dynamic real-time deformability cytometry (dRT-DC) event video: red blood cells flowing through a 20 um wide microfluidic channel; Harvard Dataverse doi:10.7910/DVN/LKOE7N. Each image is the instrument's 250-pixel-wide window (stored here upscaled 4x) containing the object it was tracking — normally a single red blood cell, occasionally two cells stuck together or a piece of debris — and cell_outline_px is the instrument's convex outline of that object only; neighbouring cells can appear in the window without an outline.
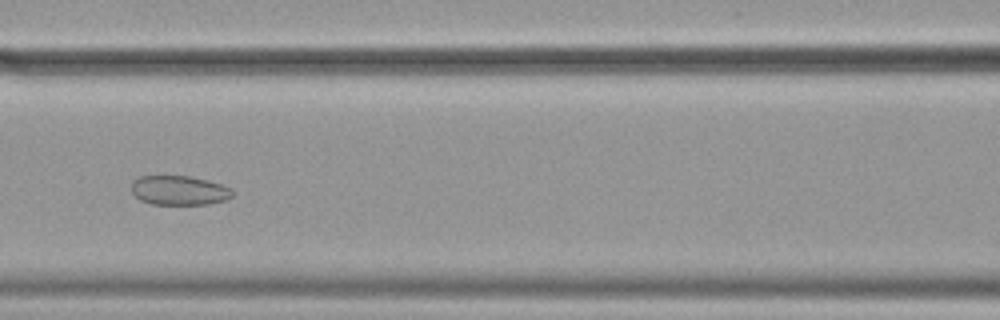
{"species": "common noctule bat (a hibernating species)", "species_latin": "Nyctalus noctula", "temperature_condition": "cold", "stored_images_in_passage": 40, "camera_frame_rate_fps": 3000, "um_per_image_px": 0.085, "animal": {"sex": "female", "body_mass_g": 19.9}, "frame": {"image": 1, "passage_image": 25, "time_ms": 8.0, "image_size_px": [1000, 320], "cell_outline_px": [[232, 196], [228, 200], [208, 204], [152, 204], [140, 200], [132, 192], [132, 180], [140, 176], [188, 176], [208, 180], [232, 188]], "centroid_in_image_um": [15.24, 16.18], "position_along_channel_um": 151.4, "area_um2": 17.34}}
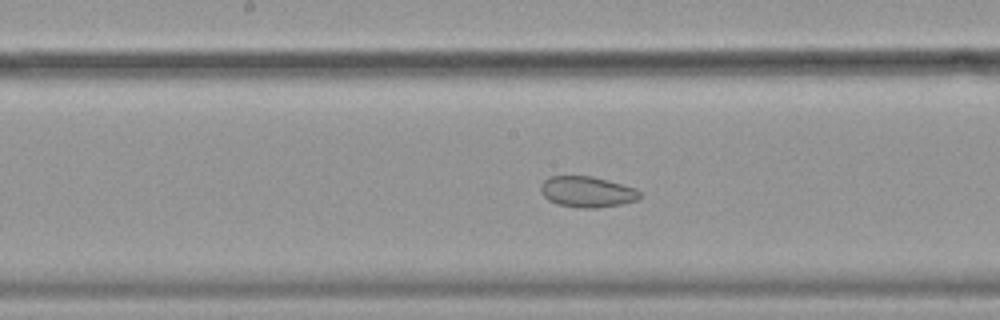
{"frame": {"image": 2, "passage_image": 29, "time_ms": 9.333, "image_size_px": [1000, 320], "cell_outline_px": [[640, 200], [620, 204], [596, 208], [584, 208], [556, 204], [548, 200], [540, 192], [540, 184], [548, 176], [592, 176], [636, 188], [640, 192]], "centroid_in_image_um": [49.88, 16.3], "position_along_channel_um": 198.3, "area_um2": 17.92}}
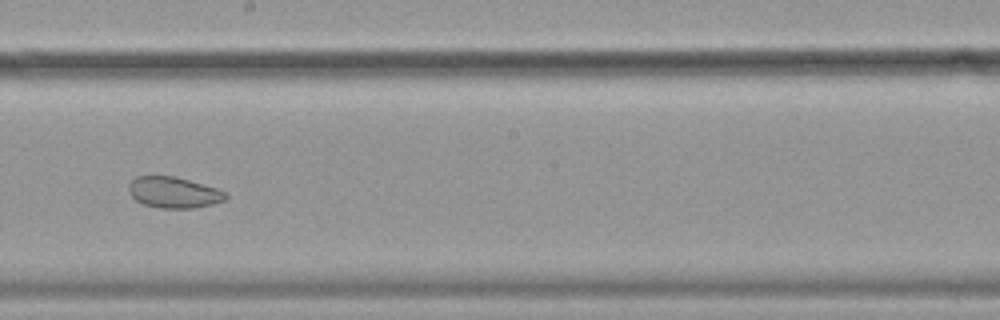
{"frame": {"image": 3, "passage_image": 32, "time_ms": 10.333, "image_size_px": [1000, 320], "cell_outline_px": [[228, 196], [224, 200], [212, 204], [192, 208], [160, 208], [144, 204], [136, 200], [128, 192], [128, 184], [136, 176], [176, 176], [216, 188], [224, 192]], "centroid_in_image_um": [14.73, 16.35], "position_along_channel_um": 233.5, "area_um2": 17.46}}